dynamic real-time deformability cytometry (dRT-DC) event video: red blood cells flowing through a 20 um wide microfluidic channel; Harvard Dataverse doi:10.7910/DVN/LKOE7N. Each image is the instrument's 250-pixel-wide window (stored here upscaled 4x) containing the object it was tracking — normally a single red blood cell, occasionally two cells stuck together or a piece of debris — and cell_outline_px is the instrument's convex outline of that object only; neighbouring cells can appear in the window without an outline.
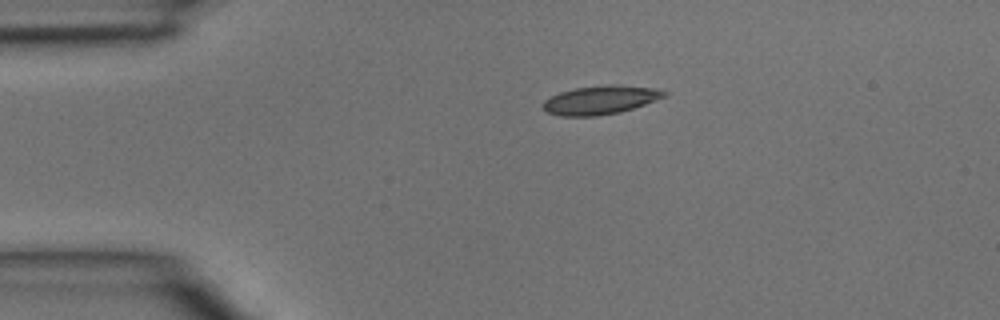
{"species": "common noctule bat (a hibernating species)", "species_latin": "Nyctalus noctula", "temperature_condition": "room temperature", "stored_images_in_passage": 3, "camera_frame_rate_fps": 3000, "um_per_image_px": 0.085, "animal": {"sex": "male", "body_mass_g": 15.6}, "frame": {"image": 1, "passage_image": 1, "time_ms": 0.0, "image_size_px": [1000, 320], "cell_outline_px": [[668, 96], [620, 112], [596, 116], [560, 116], [548, 112], [544, 108], [544, 100], [560, 92], [576, 88], [608, 84], [620, 84], [656, 88], [668, 92]], "centroid_in_image_um": [51.09, 8.48], "position_along_channel_um": 33.9, "area_um2": 20.23}}